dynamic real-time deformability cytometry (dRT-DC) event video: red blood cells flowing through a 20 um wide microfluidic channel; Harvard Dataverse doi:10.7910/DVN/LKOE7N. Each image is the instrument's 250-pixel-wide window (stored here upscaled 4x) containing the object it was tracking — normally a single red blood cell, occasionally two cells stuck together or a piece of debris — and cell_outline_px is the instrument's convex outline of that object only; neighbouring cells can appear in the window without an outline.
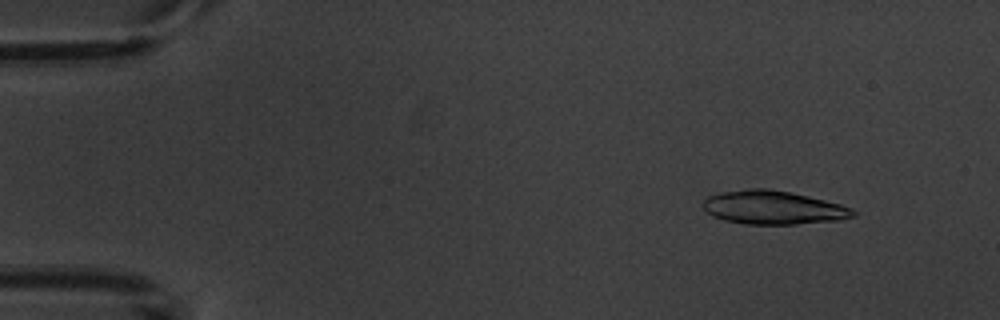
{"species": "common noctule bat (a hibernating species)", "species_latin": "Nyctalus noctula", "temperature_condition": "warm", "stored_images_in_passage": 3, "camera_frame_rate_fps": 3000, "um_per_image_px": 0.085, "animal": {"sex": "male", "body_mass_g": 20.1, "forearm_length_mm": 53.5}, "frame": {"image": 1, "passage_image": 1, "time_ms": 0.0, "image_size_px": [1000, 320], "cell_outline_px": [[856, 216], [840, 220], [796, 224], [744, 224], [724, 220], [712, 216], [704, 208], [704, 200], [708, 196], [720, 192], [748, 188], [768, 188], [808, 196], [840, 204], [852, 208], [856, 212]], "centroid_in_image_um": [65.73, 17.64], "position_along_channel_um": 19.3, "area_um2": 29.36}}